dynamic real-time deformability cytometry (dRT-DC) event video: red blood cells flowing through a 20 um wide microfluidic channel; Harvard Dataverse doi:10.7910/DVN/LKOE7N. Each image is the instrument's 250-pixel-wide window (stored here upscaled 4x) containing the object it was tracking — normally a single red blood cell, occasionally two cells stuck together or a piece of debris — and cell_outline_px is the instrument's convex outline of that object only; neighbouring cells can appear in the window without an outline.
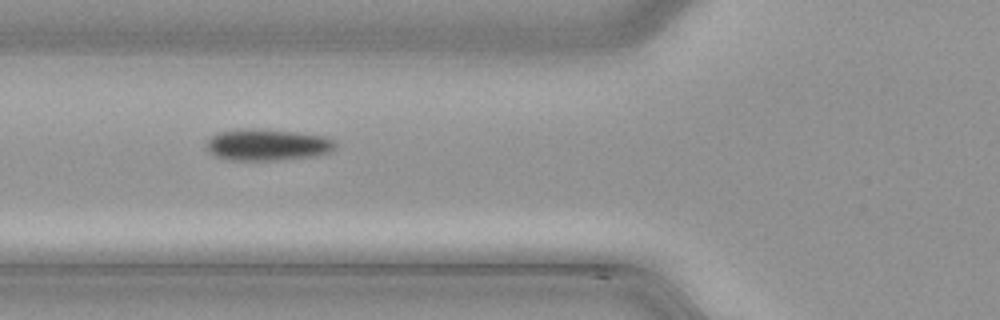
{"species": "common noctule bat (a hibernating species)", "species_latin": "Nyctalus noctula", "temperature_condition": "cold", "stored_images_in_passage": 7, "camera_frame_rate_fps": 3000, "um_per_image_px": 0.085, "animal": {"sex": "male", "body_mass_g": 21.5, "forearm_length_mm": 52.0}, "frame": {"image": 1, "passage_image": 2, "time_ms": 0.333, "image_size_px": [1000, 320], "cell_outline_px": [[336, 148], [332, 152], [316, 156], [272, 160], [228, 160], [216, 156], [208, 148], [208, 140], [212, 136], [220, 132], [240, 128], [252, 128], [296, 132], [324, 136], [332, 140], [336, 144]], "centroid_in_image_um": [22.77, 12.3], "position_along_channel_um": 103.0, "area_um2": 23.58}}
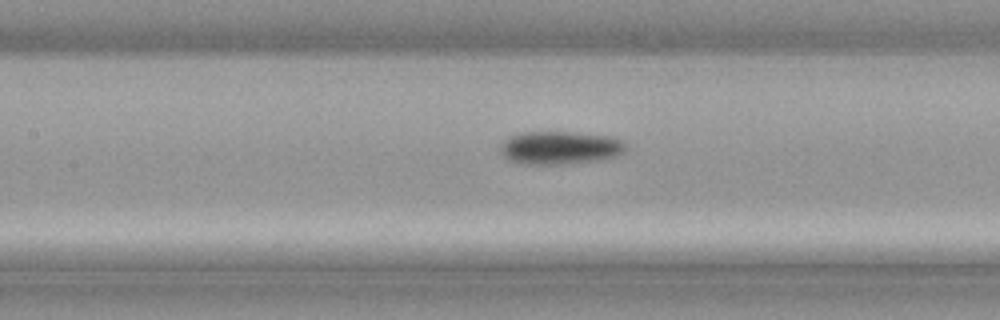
{"frame": {"image": 2, "passage_image": 6, "time_ms": 1.667, "image_size_px": [1000, 320], "cell_outline_px": [[624, 152], [616, 156], [596, 160], [564, 164], [516, 164], [508, 160], [500, 152], [500, 148], [504, 140], [508, 136], [520, 132], [572, 132], [612, 136], [620, 140], [624, 144]], "centroid_in_image_um": [47.53, 12.56], "position_along_channel_um": 159.9, "area_um2": 24.28}}